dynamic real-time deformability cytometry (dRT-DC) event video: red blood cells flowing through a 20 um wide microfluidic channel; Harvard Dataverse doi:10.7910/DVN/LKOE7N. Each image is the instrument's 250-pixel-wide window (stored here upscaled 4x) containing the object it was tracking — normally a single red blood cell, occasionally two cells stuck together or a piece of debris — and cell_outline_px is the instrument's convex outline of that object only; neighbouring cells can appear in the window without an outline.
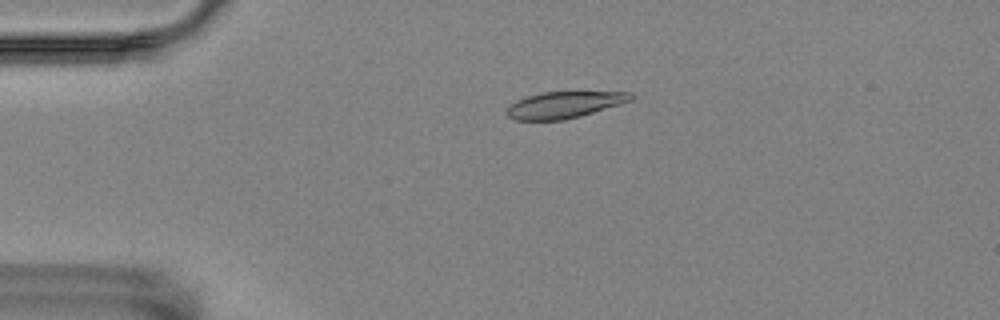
{"species": "Egyptian fruit bat (a non-hibernating species)", "species_latin": "Rousettus aegyptiacus", "temperature_condition": "room temperature", "stored_images_in_passage": 51, "camera_frame_rate_fps": 3000, "um_per_image_px": 0.085, "animal": {"sex": "female"}, "frame": {"image": 1, "passage_image": 7, "time_ms": 2.0, "image_size_px": [1000, 320], "cell_outline_px": [[636, 96], [632, 100], [620, 104], [580, 116], [564, 120], [516, 120], [508, 116], [504, 112], [516, 100], [528, 96], [544, 92], [632, 92]], "centroid_in_image_um": [47.98, 8.91], "position_along_channel_um": 37.0, "area_um2": 19.07}}
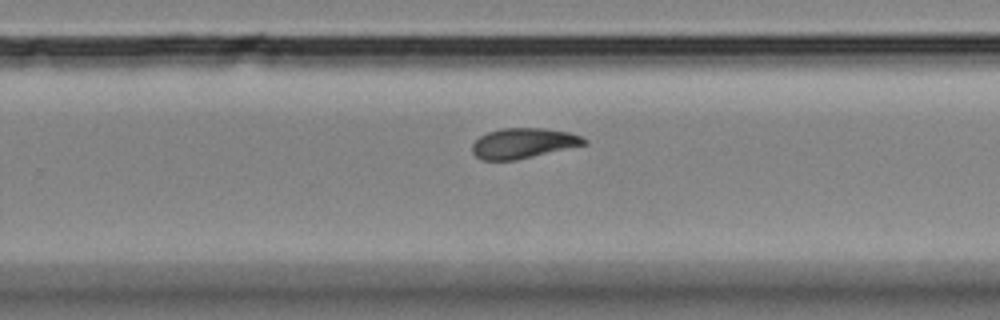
{"frame": {"image": 2, "passage_image": 31, "time_ms": 10.0, "image_size_px": [1000, 320], "cell_outline_px": [[588, 144], [516, 160], [480, 160], [472, 152], [472, 144], [480, 136], [488, 132], [500, 128], [544, 128], [568, 132], [580, 136], [588, 140]], "centroid_in_image_um": [44.48, 12.17], "position_along_channel_um": 285.3, "area_um2": 19.77}}
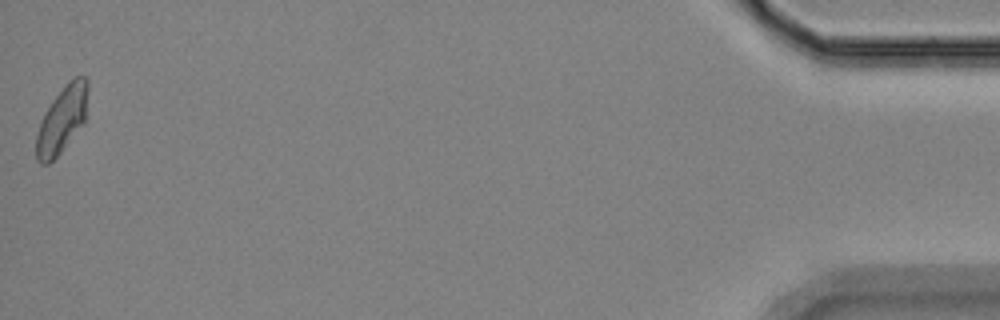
{"frame": {"image": 3, "passage_image": 51, "time_ms": 16.667, "image_size_px": [1000, 320], "cell_outline_px": [[88, 88], [84, 124], [60, 152], [48, 164], [40, 164], [36, 160], [36, 136], [40, 120], [44, 112], [52, 100], [68, 80], [72, 76], [88, 76]], "centroid_in_image_um": [5.27, 10.13], "position_along_channel_um": 429.9, "area_um2": 20.23}, "authors_computed_cell_mechanics": {"area_um2": 19.8254, "velocity_mm_per_s": 3.5315, "shape_relaxation_time_tau1_ms": null, "shape_relaxation_time_tau2_ms": 2.6932, "deformation_change_tau1": null, "deformation_change_tau2": 0.0707}}